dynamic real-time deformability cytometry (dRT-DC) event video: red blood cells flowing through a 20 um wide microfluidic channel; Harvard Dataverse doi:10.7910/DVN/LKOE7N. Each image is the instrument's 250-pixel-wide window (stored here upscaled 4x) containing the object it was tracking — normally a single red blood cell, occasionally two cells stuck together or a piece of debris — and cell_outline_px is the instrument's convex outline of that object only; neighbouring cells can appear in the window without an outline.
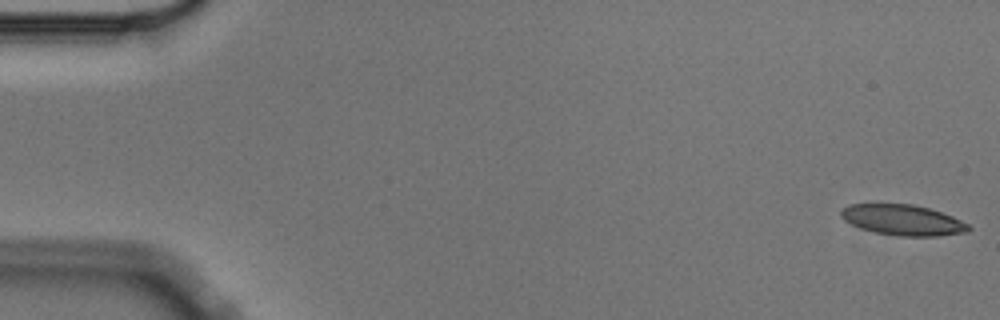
{"species": "Egyptian fruit bat (a non-hibernating species)", "species_latin": "Rousettus aegyptiacus", "temperature_condition": "cold", "stored_images_in_passage": 5, "camera_frame_rate_fps": 3000, "um_per_image_px": 0.085, "animal": {"sex": "male"}, "frame": {"image": 1, "passage_image": 1, "time_ms": 0.0, "image_size_px": [1000, 320], "cell_outline_px": [[972, 228], [968, 232], [936, 236], [900, 236], [876, 232], [860, 228], [844, 220], [840, 216], [840, 208], [848, 204], [876, 200], [912, 204], [928, 208], [952, 216], [968, 224]], "centroid_in_image_um": [76.63, 18.64], "position_along_channel_um": 8.4, "area_um2": 23.64}}